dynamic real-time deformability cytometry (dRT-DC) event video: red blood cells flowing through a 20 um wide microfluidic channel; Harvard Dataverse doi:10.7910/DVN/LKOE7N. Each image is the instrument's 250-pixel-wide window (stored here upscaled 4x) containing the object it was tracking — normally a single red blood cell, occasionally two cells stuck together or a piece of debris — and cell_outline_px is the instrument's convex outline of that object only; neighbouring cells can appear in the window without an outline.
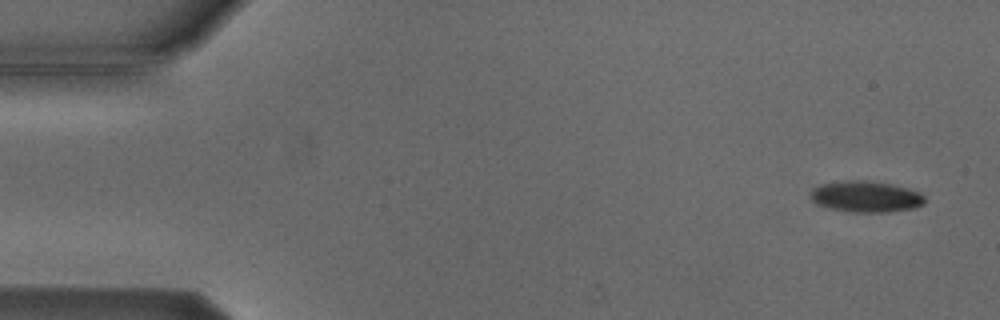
{"species": "Egyptian fruit bat (a non-hibernating species)", "species_latin": "Rousettus aegyptiacus", "temperature_condition": "cold", "stored_images_in_passage": 5, "segment_of_instrument_passage": [2, 2], "camera_frame_rate_fps": 3000, "um_per_image_px": 0.085, "animal": {"sex": "male"}, "frame": {"image": 1, "passage_image": 5, "time_ms": 5.667, "image_size_px": [1000, 320], "cell_outline_px": [[924, 204], [916, 208], [888, 212], [852, 212], [828, 208], [816, 204], [812, 200], [812, 188], [820, 184], [844, 180], [864, 180], [888, 184], [908, 188], [920, 192], [924, 196]], "centroid_in_image_um": [73.6, 16.72], "position_along_channel_um": 11.4, "area_um2": 20.81}}